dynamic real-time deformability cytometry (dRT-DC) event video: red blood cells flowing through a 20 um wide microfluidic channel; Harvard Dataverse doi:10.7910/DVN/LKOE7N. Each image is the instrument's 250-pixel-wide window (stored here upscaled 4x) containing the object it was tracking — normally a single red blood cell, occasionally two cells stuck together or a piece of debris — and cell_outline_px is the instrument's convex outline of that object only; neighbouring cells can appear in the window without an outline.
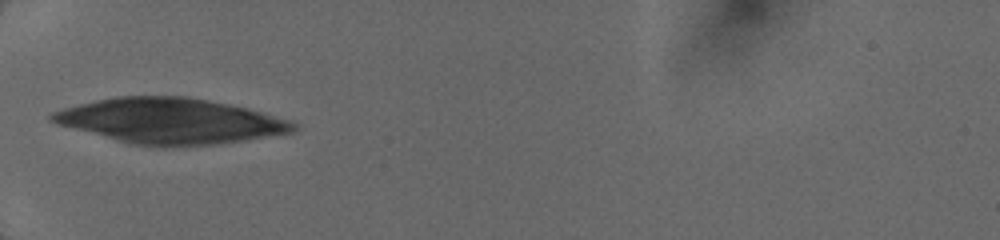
{"species": "human", "species_latin": "Homo sapiens", "temperature_condition": "cold", "stored_images_in_passage": 21, "camera_frame_rate_fps": 3000, "um_per_image_px": 0.085, "donor": {"sex": "female"}, "frame": {"image": 1, "passage_image": 1, "time_ms": 0.0, "image_size_px": [1000, 240], "cell_outline_px": [[300, 128], [292, 132], [220, 144], [132, 144], [116, 140], [56, 124], [48, 120], [48, 116], [52, 112], [64, 108], [96, 100], [116, 96], [184, 96], [244, 108], [292, 120], [300, 124]], "centroid_in_image_um": [14.46, 10.26], "position_along_channel_um": 70.5, "area_um2": 62.54}}